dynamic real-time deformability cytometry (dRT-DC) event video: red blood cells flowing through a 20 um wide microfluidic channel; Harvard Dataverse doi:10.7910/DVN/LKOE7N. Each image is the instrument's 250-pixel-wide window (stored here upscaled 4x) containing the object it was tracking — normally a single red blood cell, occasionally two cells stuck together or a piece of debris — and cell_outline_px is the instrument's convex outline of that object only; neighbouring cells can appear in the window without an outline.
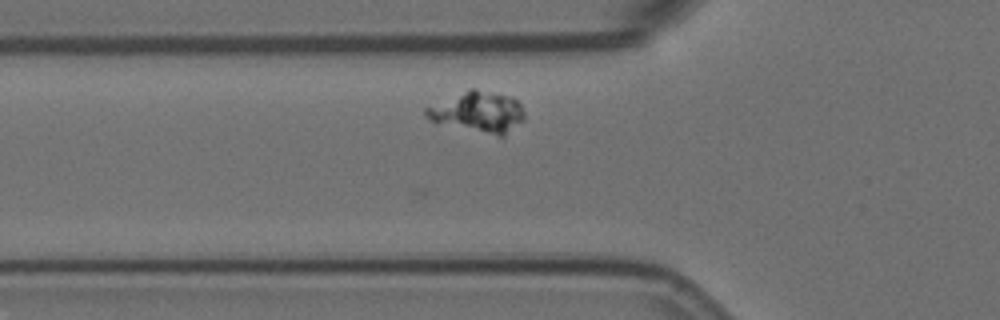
{"species": "Egyptian fruit bat (a non-hibernating species)", "species_latin": "Rousettus aegyptiacus", "temperature_condition": "room temperature", "stored_images_in_passage": 2, "camera_frame_rate_fps": 3000, "um_per_image_px": 0.085, "animal": {"sex": "female"}, "frame": {"image": 1, "passage_image": 2, "time_ms": 0.333, "image_size_px": [1000, 320], "cell_outline_px": [[524, 120], [504, 136], [500, 136], [432, 120], [424, 112], [424, 108], [468, 88], [476, 88], [504, 96], [516, 100], [520, 104], [524, 112]], "centroid_in_image_um": [40.66, 9.49], "position_along_channel_um": 85.1, "area_um2": 22.6}}